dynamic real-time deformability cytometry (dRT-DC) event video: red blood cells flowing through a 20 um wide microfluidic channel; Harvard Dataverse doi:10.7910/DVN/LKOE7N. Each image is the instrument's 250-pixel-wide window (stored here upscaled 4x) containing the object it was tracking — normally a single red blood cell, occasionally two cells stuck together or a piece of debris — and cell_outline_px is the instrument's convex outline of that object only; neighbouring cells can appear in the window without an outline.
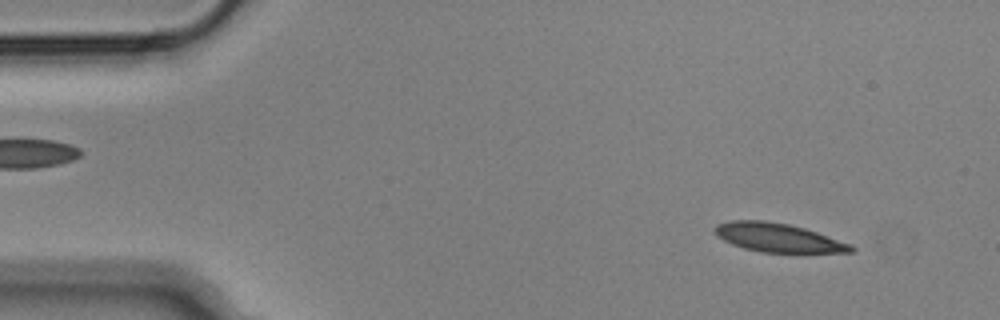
{"species": "Egyptian fruit bat (a non-hibernating species)", "species_latin": "Rousettus aegyptiacus", "temperature_condition": "cold", "stored_images_in_passage": 10, "camera_frame_rate_fps": 3000, "um_per_image_px": 0.085, "animal": {"sex": "male"}, "frame": {"image": 1, "passage_image": 6, "time_ms": 1.667, "image_size_px": [1000, 320], "cell_outline_px": [[856, 248], [852, 252], [760, 252], [744, 248], [732, 244], [716, 236], [716, 224], [732, 220], [764, 220], [788, 224], [804, 228], [852, 244]], "centroid_in_image_um": [66.13, 20.19], "position_along_channel_um": 18.9, "area_um2": 22.6}}